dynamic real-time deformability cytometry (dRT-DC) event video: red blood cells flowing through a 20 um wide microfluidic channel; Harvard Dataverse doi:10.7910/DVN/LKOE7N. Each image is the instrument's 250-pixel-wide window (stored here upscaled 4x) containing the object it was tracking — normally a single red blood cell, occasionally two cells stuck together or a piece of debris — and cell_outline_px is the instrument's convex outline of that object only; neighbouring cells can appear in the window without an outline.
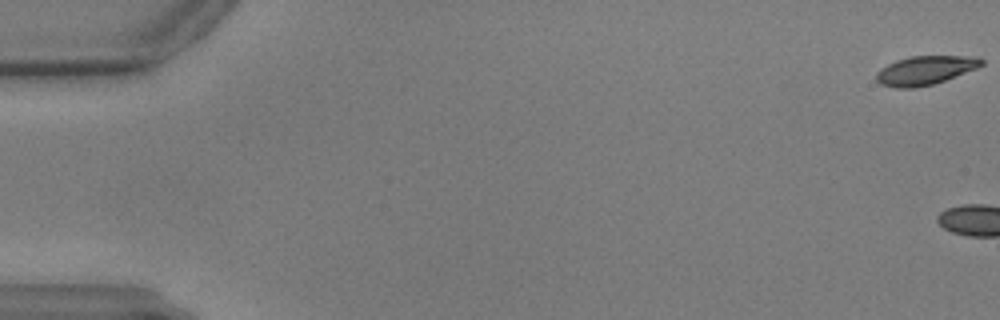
{"species": "common noctule bat (a hibernating species)", "species_latin": "Nyctalus noctula", "temperature_condition": "warm", "stored_images_in_passage": 4, "camera_frame_rate_fps": 3000, "um_per_image_px": 0.085, "animal": {"sex": "male", "body_mass_g": 17.9, "forearm_length_mm": 54.2}, "frame": {"image": 1, "passage_image": 1, "time_ms": 0.0, "image_size_px": [1000, 320], "cell_outline_px": [[984, 64], [976, 68], [944, 80], [932, 84], [912, 88], [896, 88], [880, 84], [876, 80], [876, 72], [880, 68], [896, 60], [908, 56], [980, 56], [984, 60]], "centroid_in_image_um": [78.62, 5.96], "position_along_channel_um": 6.4, "area_um2": 17.69}}